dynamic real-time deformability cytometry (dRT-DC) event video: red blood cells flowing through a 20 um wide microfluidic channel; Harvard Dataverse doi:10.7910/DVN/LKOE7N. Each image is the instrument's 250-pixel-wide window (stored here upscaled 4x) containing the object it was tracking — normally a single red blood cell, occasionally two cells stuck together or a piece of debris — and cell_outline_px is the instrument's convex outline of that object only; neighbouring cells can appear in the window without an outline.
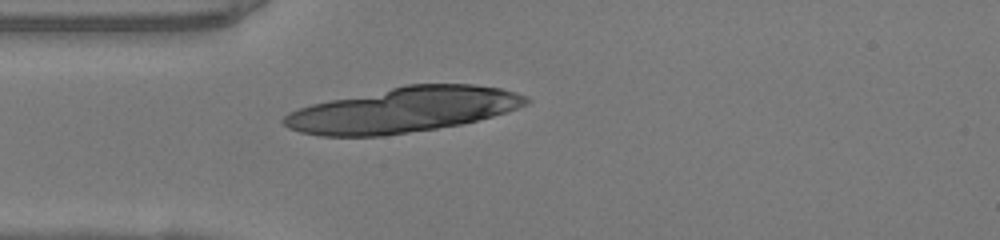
{"species": "human", "species_latin": "Homo sapiens", "temperature_condition": "warm", "stored_images_in_passage": 5, "camera_frame_rate_fps": 3000, "um_per_image_px": 0.085, "donor": {"sex": "female"}, "frame": {"image": 1, "passage_image": 1, "time_ms": 0.0, "image_size_px": [1000, 240], "cell_outline_px": [[532, 100], [528, 104], [492, 116], [460, 124], [436, 128], [384, 136], [320, 136], [300, 132], [288, 128], [280, 120], [288, 112], [312, 104], [404, 84], [472, 84], [500, 88], [516, 92], [528, 96]], "centroid_in_image_um": [34.26, 9.34], "position_along_channel_um": 50.7, "area_um2": 63.46}}